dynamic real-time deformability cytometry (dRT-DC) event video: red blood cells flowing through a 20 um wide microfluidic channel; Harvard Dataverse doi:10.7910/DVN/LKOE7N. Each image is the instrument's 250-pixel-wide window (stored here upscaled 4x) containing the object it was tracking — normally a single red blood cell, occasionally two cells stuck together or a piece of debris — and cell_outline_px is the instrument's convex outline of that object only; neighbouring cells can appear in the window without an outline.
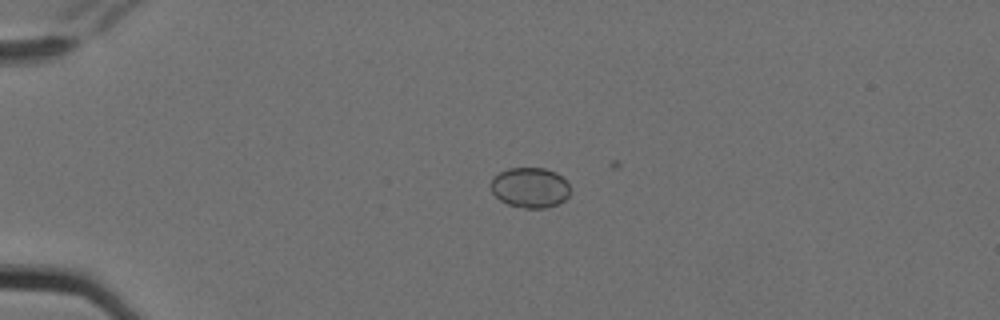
{"species": "Egyptian fruit bat (a non-hibernating species)", "species_latin": "Rousettus aegyptiacus", "temperature_condition": "cold", "stored_images_in_passage": 6, "camera_frame_rate_fps": 3000, "um_per_image_px": 0.085, "animal": {"sex": "female"}, "frame": {"image": 1, "passage_image": 4, "time_ms": 1.0, "image_size_px": [1000, 320], "cell_outline_px": [[568, 196], [564, 200], [556, 204], [544, 208], [524, 208], [508, 204], [500, 200], [492, 192], [488, 184], [492, 176], [508, 168], [544, 168], [556, 172], [568, 184]], "centroid_in_image_um": [44.98, 15.93], "position_along_channel_um": 40.0, "area_um2": 18.61}}
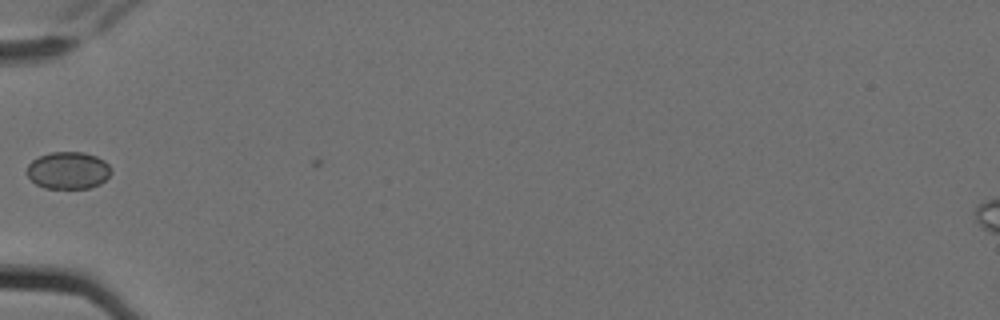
{"frame": {"image": 2, "passage_image": 6, "time_ms": 1.667, "image_size_px": [1000, 320], "cell_outline_px": [[112, 172], [100, 184], [88, 188], [44, 188], [36, 184], [24, 172], [28, 164], [32, 160], [40, 156], [52, 152], [84, 152], [96, 156], [104, 160], [112, 168]], "centroid_in_image_um": [5.78, 14.48], "position_along_channel_um": 79.2, "area_um2": 18.38}}